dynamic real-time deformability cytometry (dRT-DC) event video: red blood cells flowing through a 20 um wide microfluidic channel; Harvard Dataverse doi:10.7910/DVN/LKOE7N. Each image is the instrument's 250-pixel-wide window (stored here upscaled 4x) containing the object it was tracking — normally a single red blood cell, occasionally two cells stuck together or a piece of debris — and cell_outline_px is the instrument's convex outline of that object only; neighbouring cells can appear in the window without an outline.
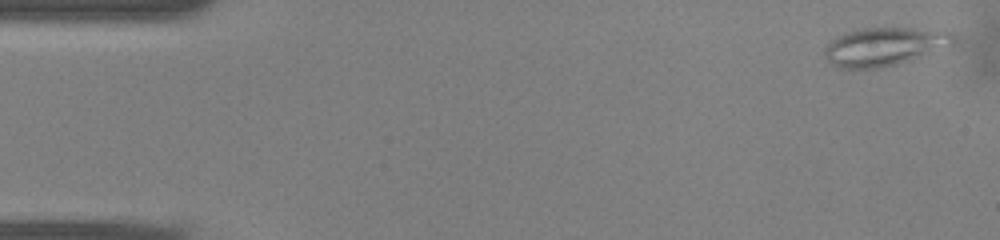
{"species": "common noctule bat (a hibernating species)", "species_latin": "Nyctalus noctula", "temperature_condition": "warm", "stored_images_in_passage": 14, "camera_frame_rate_fps": 3000, "um_per_image_px": 0.085, "animal": {"sex": "male", "body_mass_g": 13.0, "forearm_length_mm": 53.1}, "frame": {"image": 1, "passage_image": 1, "time_ms": 0.0, "image_size_px": [1000, 240], "cell_outline_px": [[932, 36], [920, 52], [908, 60], [880, 68], [836, 68], [824, 56], [824, 48], [836, 36], [844, 32], [856, 28], [912, 28], [924, 32]], "centroid_in_image_um": [74.36, 4.01], "position_along_channel_um": 10.6, "area_um2": 24.51}}